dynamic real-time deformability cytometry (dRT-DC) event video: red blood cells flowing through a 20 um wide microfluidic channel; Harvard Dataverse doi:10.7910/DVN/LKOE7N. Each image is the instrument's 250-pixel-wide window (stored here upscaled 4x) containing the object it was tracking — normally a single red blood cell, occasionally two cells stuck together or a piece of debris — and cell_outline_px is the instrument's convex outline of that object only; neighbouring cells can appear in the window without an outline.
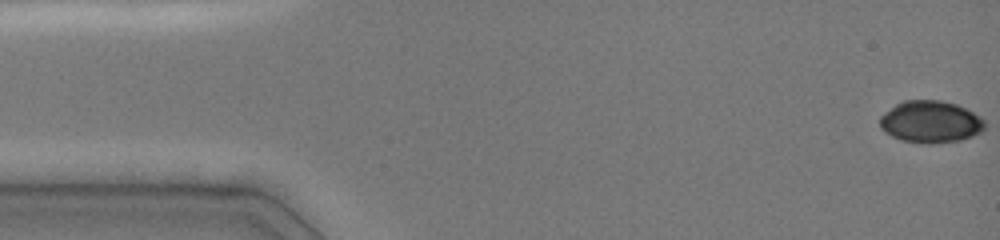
{"species": "common noctule bat (a hibernating species)", "species_latin": "Nyctalus noctula", "temperature_condition": "cold", "stored_images_in_passage": 47, "camera_frame_rate_fps": 3000, "um_per_image_px": 0.085, "animal": {"sex": "female", "body_mass_g": 19.0, "forearm_length_mm": 51.5}, "frame": {"image": 1, "passage_image": 1, "time_ms": 0.0, "image_size_px": [1000, 240], "cell_outline_px": [[984, 128], [980, 132], [972, 136], [960, 140], [932, 144], [924, 144], [900, 140], [884, 132], [880, 128], [880, 116], [884, 112], [896, 104], [904, 100], [940, 100], [956, 104], [980, 116], [984, 120]], "centroid_in_image_um": [79.06, 10.36], "position_along_channel_um": 5.9, "area_um2": 25.78}}
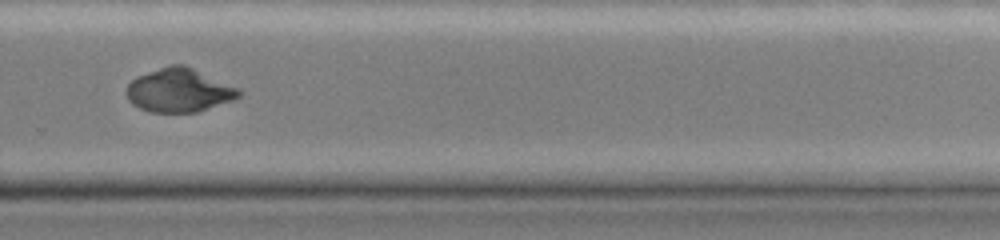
{"frame": {"image": 2, "passage_image": 33, "time_ms": 10.667, "image_size_px": [1000, 240], "cell_outline_px": [[244, 92], [240, 96], [232, 100], [196, 112], [152, 112], [140, 108], [132, 104], [128, 100], [124, 92], [128, 84], [136, 76], [172, 64], [184, 64], [240, 88]], "centroid_in_image_um": [15.22, 7.67], "position_along_channel_um": 314.6, "area_um2": 28.67}}
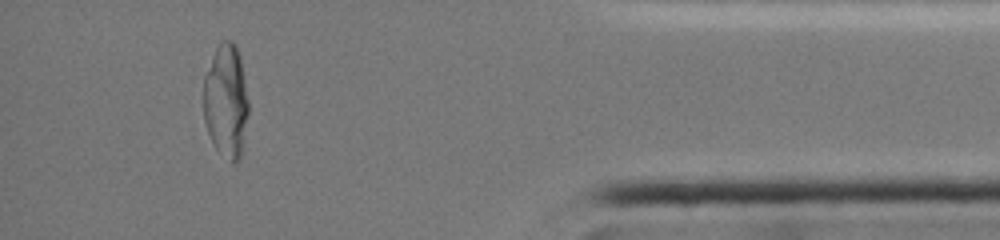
{"frame": {"image": 3, "passage_image": 43, "time_ms": 14.0, "image_size_px": [1000, 240], "cell_outline_px": [[248, 116], [240, 156], [232, 164], [216, 148], [208, 132], [204, 120], [204, 76], [212, 56], [216, 48], [224, 40], [232, 40], [236, 44], [240, 56], [248, 100]], "centroid_in_image_um": [19.21, 8.55], "position_along_channel_um": 416.0, "area_um2": 29.54}, "authors_computed_cell_mechanics": {"area_um2": 29.0734, "velocity_mm_per_s": 4.0634, "shape_relaxation_time_tau1_ms": null, "shape_relaxation_time_tau2_ms": 1.0282, "deformation_change_tau1": null, "deformation_change_tau2": 0.0317}}